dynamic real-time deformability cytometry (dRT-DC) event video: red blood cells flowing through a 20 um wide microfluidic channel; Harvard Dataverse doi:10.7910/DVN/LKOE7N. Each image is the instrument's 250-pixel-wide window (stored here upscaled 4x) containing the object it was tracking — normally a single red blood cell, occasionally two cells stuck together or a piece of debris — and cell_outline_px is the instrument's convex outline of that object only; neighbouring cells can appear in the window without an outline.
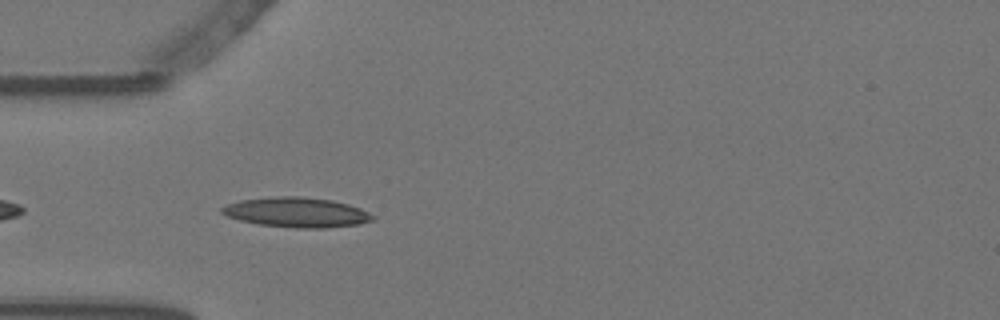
{"species": "Egyptian fruit bat (a non-hibernating species)", "species_latin": "Rousettus aegyptiacus", "temperature_condition": "warm", "stored_images_in_passage": 6, "camera_frame_rate_fps": 3000, "um_per_image_px": 0.085, "animal": {"sex": "female"}, "frame": {"image": 1, "passage_image": 4, "time_ms": 1.0, "image_size_px": [1000, 320], "cell_outline_px": [[376, 220], [360, 224], [324, 228], [296, 228], [260, 224], [240, 220], [228, 216], [220, 212], [220, 208], [228, 204], [240, 200], [276, 196], [300, 196], [332, 200], [348, 204], [360, 208], [376, 216]], "centroid_in_image_um": [25.26, 18.05], "position_along_channel_um": 59.7, "area_um2": 26.3}}
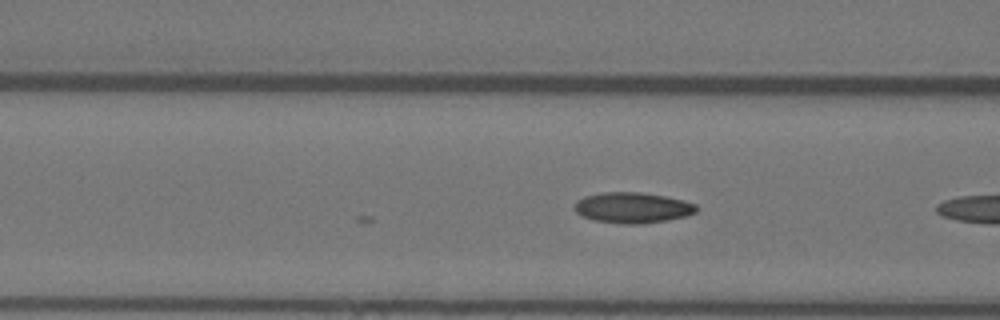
{"frame": {"image": 2, "passage_image": 6, "time_ms": 1.667, "image_size_px": [1000, 320], "cell_outline_px": [[700, 208], [696, 212], [688, 216], [640, 224], [620, 224], [592, 220], [580, 216], [572, 208], [572, 204], [576, 200], [584, 196], [600, 192], [640, 192], [664, 196], [684, 200], [696, 204]], "centroid_in_image_um": [53.72, 17.65], "position_along_channel_um": 112.9, "area_um2": 22.25}}